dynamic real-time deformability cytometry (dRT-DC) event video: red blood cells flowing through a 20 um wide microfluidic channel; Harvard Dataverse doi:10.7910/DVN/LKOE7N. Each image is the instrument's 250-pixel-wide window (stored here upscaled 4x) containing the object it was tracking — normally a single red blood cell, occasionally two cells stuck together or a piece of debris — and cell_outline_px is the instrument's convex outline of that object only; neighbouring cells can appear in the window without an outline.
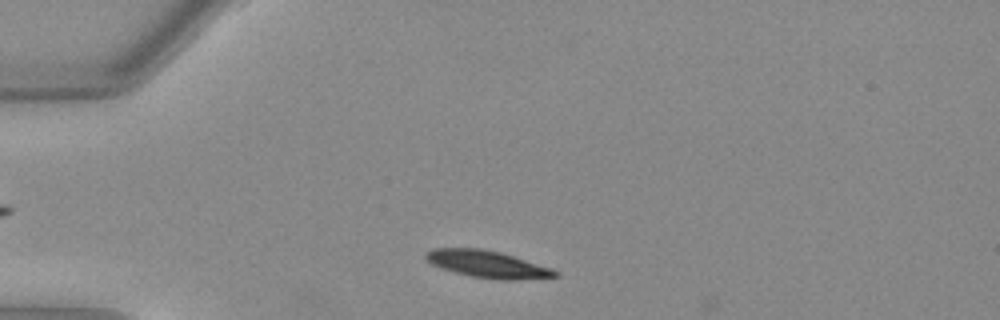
{"species": "Egyptian fruit bat (a non-hibernating species)", "species_latin": "Rousettus aegyptiacus", "temperature_condition": "warm", "stored_images_in_passage": 36, "camera_frame_rate_fps": 3000, "um_per_image_px": 0.085, "animal": {"sex": "female"}, "frame": {"image": 1, "passage_image": 4, "time_ms": 1.0, "image_size_px": [1000, 320], "cell_outline_px": [[560, 276], [516, 280], [500, 280], [468, 276], [440, 268], [432, 264], [424, 256], [432, 248], [480, 248], [500, 252], [552, 268]], "centroid_in_image_um": [41.42, 22.46], "position_along_channel_um": 43.6, "area_um2": 20.35}}
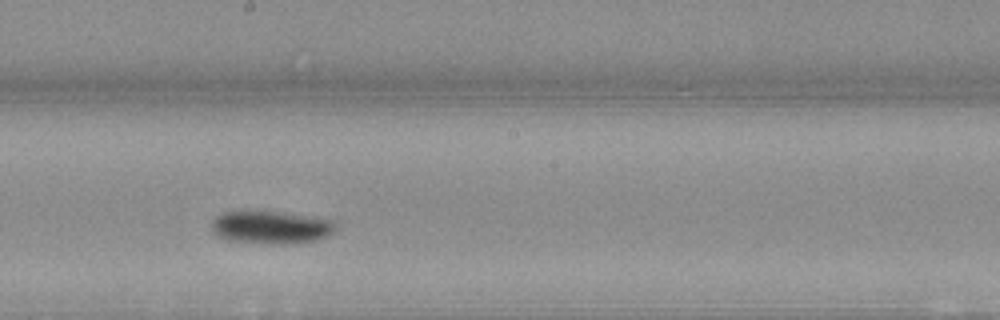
{"frame": {"image": 2, "passage_image": 20, "time_ms": 6.333, "image_size_px": [1000, 320], "cell_outline_px": [[332, 232], [328, 236], [316, 240], [288, 244], [268, 244], [224, 240], [212, 232], [212, 220], [216, 216], [224, 212], [284, 212], [332, 220]], "centroid_in_image_um": [22.97, 19.34], "position_along_channel_um": 225.2, "area_um2": 23.52}}
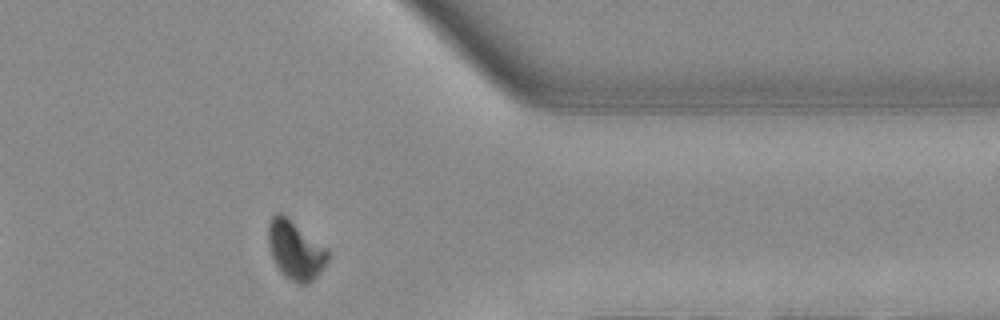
{"frame": {"image": 3, "passage_image": 33, "time_ms": 10.667, "image_size_px": [1000, 320], "cell_outline_px": [[328, 260], [320, 272], [308, 284], [296, 284], [284, 276], [280, 272], [272, 256], [268, 244], [268, 224], [272, 216], [276, 212], [280, 212], [328, 248]], "centroid_in_image_um": [25.1, 21.27], "position_along_channel_um": 386.3, "area_um2": 20.35}, "authors_computed_cell_mechanics": {"area_um2": 21.5594, "velocity_mm_per_s": 3.9839, "shape_relaxation_time_tau1_ms": 2.772, "shape_relaxation_time_tau2_ms": null, "deformation_change_tau1": 0.1229, "deformation_change_tau2": null}}